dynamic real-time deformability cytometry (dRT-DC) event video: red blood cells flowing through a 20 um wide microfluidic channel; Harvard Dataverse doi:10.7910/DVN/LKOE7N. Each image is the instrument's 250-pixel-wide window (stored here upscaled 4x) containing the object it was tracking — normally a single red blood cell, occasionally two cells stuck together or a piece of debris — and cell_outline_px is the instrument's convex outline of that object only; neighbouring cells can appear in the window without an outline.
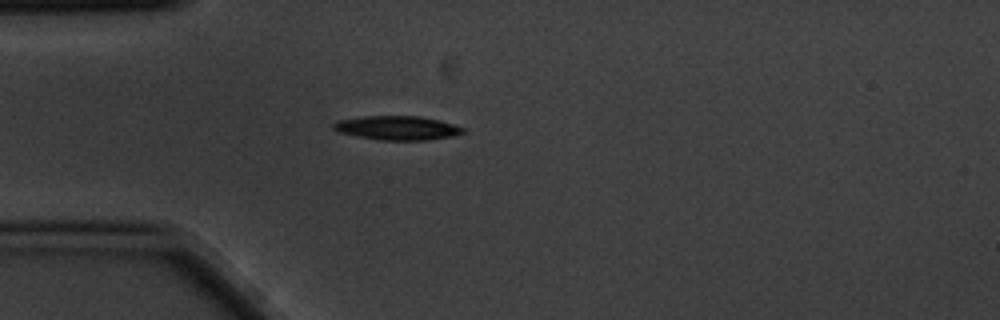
{"species": "common noctule bat (a hibernating species)", "species_latin": "Nyctalus noctula", "temperature_condition": "cold", "stored_images_in_passage": 1, "camera_frame_rate_fps": 3000, "um_per_image_px": 0.085, "animal": {"sex": "male", "body_mass_g": 20.1, "forearm_length_mm": 53.5}, "frame": {"image": 1, "passage_image": 1, "time_ms": 0.0, "image_size_px": [1000, 320], "cell_outline_px": [[464, 132], [452, 136], [424, 140], [380, 140], [356, 136], [340, 132], [332, 128], [332, 124], [336, 120], [364, 116], [420, 116], [440, 120], [464, 128]], "centroid_in_image_um": [33.73, 10.86], "position_along_channel_um": 51.3, "area_um2": 18.09}}